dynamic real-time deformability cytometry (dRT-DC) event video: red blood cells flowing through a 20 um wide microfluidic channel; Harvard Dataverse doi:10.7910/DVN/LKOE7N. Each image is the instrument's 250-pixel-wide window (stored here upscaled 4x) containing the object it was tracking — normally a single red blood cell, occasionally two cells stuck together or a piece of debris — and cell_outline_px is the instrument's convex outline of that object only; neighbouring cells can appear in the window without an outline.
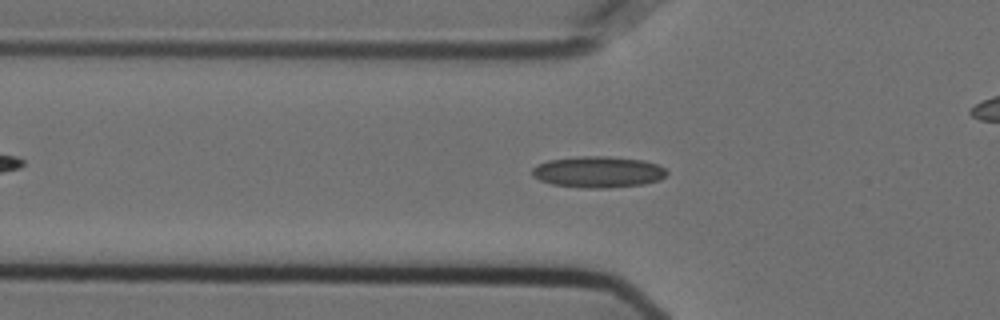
{"species": "Egyptian fruit bat (a non-hibernating species)", "species_latin": "Rousettus aegyptiacus", "temperature_condition": "cold", "stored_images_in_passage": 57, "camera_frame_rate_fps": 3000, "um_per_image_px": 0.085, "animal": {"sex": "female"}, "frame": {"image": 1, "passage_image": 19, "time_ms": 6.0, "image_size_px": [1000, 320], "cell_outline_px": [[668, 172], [660, 180], [644, 184], [608, 188], [584, 188], [552, 184], [540, 180], [532, 176], [532, 168], [536, 164], [548, 160], [580, 156], [608, 156], [644, 160], [656, 164], [664, 168]], "centroid_in_image_um": [50.82, 14.61], "position_along_channel_um": 75.0, "area_um2": 24.68}}
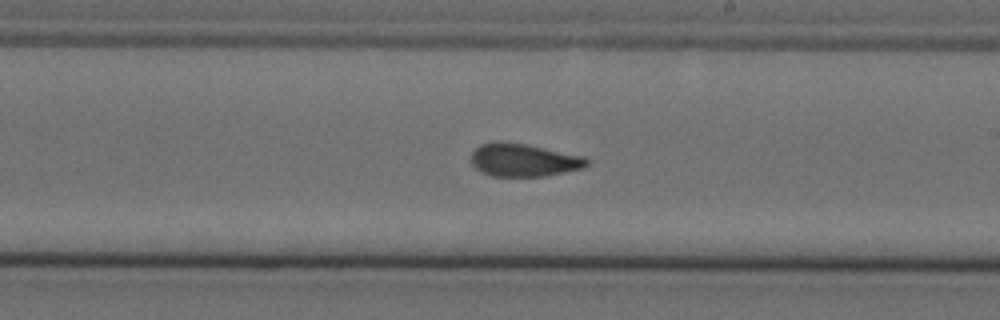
{"frame": {"image": 2, "passage_image": 33, "time_ms": 10.667, "image_size_px": [1000, 320], "cell_outline_px": [[592, 160], [584, 168], [544, 176], [492, 176], [480, 172], [472, 164], [472, 152], [480, 144], [496, 140], [500, 140], [524, 144], [584, 156]], "centroid_in_image_um": [44.51, 13.6], "position_along_channel_um": 244.5, "area_um2": 22.31}}
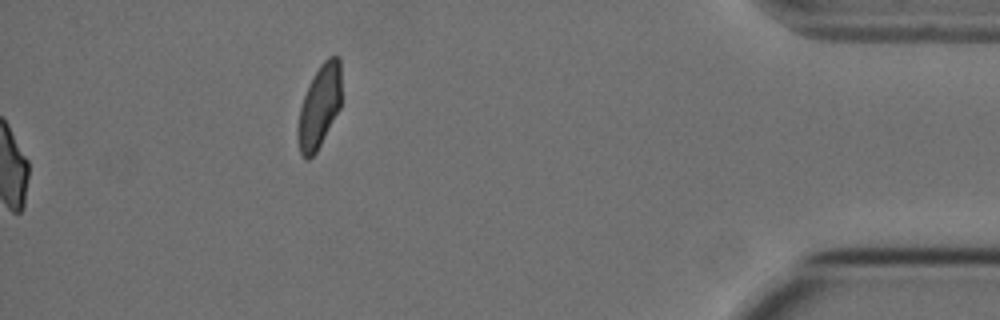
{"frame": {"image": 3, "passage_image": 57, "time_ms": 18.667, "image_size_px": [1000, 320], "cell_outline_px": [[340, 108], [316, 152], [308, 160], [304, 160], [300, 152], [296, 136], [296, 128], [300, 108], [308, 84], [320, 64], [328, 56], [336, 56], [340, 60]], "centroid_in_image_um": [27.11, 9.08], "position_along_channel_um": 408.1, "area_um2": 21.1}, "authors_computed_cell_mechanics": {"area_um2": 22.3108, "velocity_mm_per_s": 3.6093, "shape_relaxation_time_tau1_ms": 9.6026, "shape_relaxation_time_tau2_ms": 2.0932, "deformation_change_tau1": 0.2027, "deformation_change_tau2": 0.0637}}